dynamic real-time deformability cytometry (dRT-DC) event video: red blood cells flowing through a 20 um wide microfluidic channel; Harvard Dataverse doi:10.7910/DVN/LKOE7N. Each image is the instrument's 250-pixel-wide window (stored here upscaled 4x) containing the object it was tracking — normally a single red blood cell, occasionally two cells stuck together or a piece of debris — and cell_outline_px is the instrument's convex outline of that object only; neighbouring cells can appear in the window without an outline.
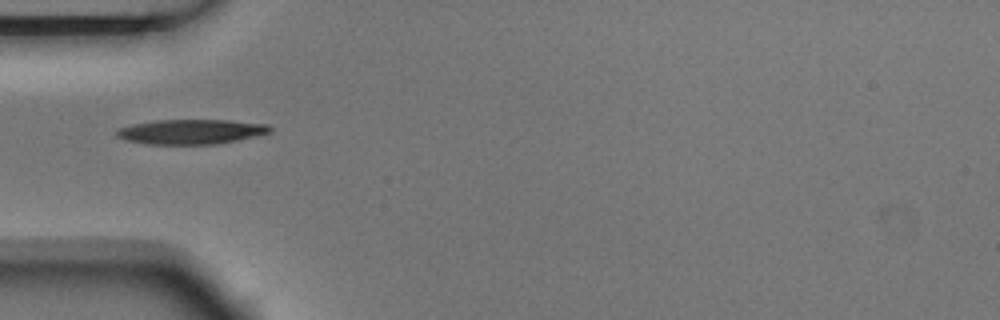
{"species": "Egyptian fruit bat (a non-hibernating species)", "species_latin": "Rousettus aegyptiacus", "temperature_condition": "room temperature", "stored_images_in_passage": 5, "camera_frame_rate_fps": 3000, "um_per_image_px": 0.085, "animal": {"sex": "male"}, "frame": {"image": 1, "passage_image": 4, "time_ms": 1.0, "image_size_px": [1000, 320], "cell_outline_px": [[272, 132], [256, 136], [216, 144], [144, 144], [124, 140], [116, 136], [116, 132], [120, 128], [132, 124], [156, 120], [228, 120], [268, 124], [272, 128]], "centroid_in_image_um": [16.24, 11.19], "position_along_channel_um": 68.8, "area_um2": 22.2}}
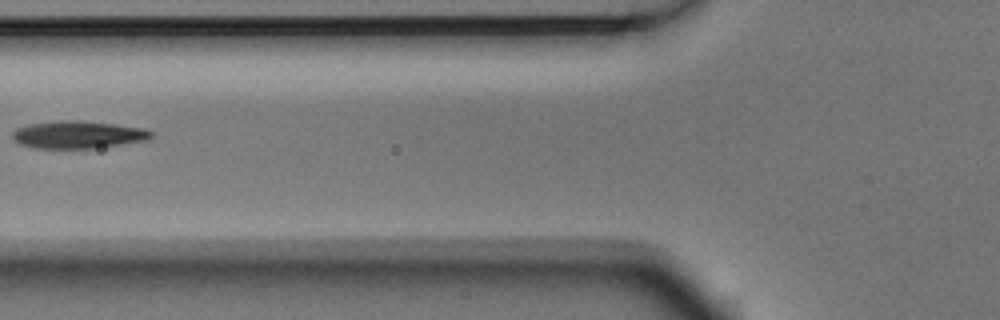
{"frame": {"image": 2, "passage_image": 5, "time_ms": 1.333, "image_size_px": [1000, 320], "cell_outline_px": [[152, 136], [148, 140], [92, 148], [36, 148], [20, 144], [12, 136], [12, 132], [16, 128], [28, 124], [60, 120], [76, 120], [116, 124], [144, 128], [152, 132]], "centroid_in_image_um": [6.62, 11.43], "position_along_channel_um": 119.2, "area_um2": 22.08}}